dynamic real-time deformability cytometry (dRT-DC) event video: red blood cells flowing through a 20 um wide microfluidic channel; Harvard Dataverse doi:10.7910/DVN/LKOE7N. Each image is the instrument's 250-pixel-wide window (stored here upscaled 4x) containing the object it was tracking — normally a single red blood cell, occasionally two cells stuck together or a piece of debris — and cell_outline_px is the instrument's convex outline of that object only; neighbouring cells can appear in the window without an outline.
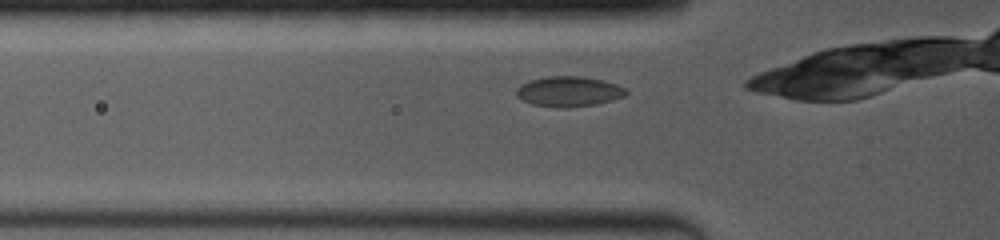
{"species": "common noctule bat (a hibernating species)", "species_latin": "Nyctalus noctula", "temperature_condition": "room temperature", "stored_images_in_passage": 7, "camera_frame_rate_fps": 4000, "um_per_image_px": 0.085, "animal": {"sex": "female", "body_mass_g": 19.0, "forearm_length_mm": 53.3}, "frame": {"image": 1, "passage_image": 2, "time_ms": 0.25, "image_size_px": [1000, 240], "cell_outline_px": [[628, 92], [624, 96], [612, 100], [596, 104], [564, 108], [560, 108], [532, 104], [516, 96], [516, 88], [520, 84], [544, 76], [580, 76], [604, 80], [616, 84], [624, 88]], "centroid_in_image_um": [48.33, 7.77], "position_along_channel_um": 77.5, "area_um2": 19.31}}